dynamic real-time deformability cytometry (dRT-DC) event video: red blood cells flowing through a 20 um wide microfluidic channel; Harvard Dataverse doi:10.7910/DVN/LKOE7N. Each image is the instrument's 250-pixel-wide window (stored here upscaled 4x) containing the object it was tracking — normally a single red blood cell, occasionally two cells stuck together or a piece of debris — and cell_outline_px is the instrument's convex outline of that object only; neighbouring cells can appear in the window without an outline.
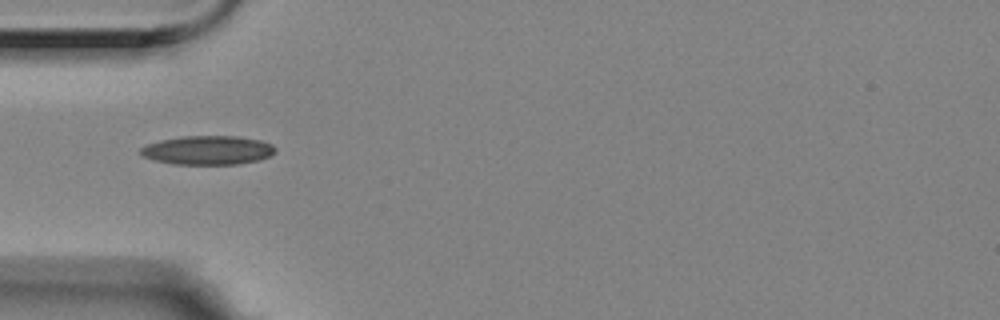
{"species": "Egyptian fruit bat (a non-hibernating species)", "species_latin": "Rousettus aegyptiacus", "temperature_condition": "room temperature", "stored_images_in_passage": 40, "camera_frame_rate_fps": 3000, "um_per_image_px": 0.085, "animal": {"sex": "female"}, "frame": {"image": 1, "passage_image": 1, "time_ms": 0.0, "image_size_px": [1000, 320], "cell_outline_px": [[276, 152], [268, 156], [256, 160], [236, 164], [172, 164], [152, 160], [140, 156], [140, 148], [148, 144], [160, 140], [180, 136], [236, 136], [260, 140], [272, 144], [276, 148]], "centroid_in_image_um": [17.61, 12.76], "position_along_channel_um": 67.4, "area_um2": 22.77}}
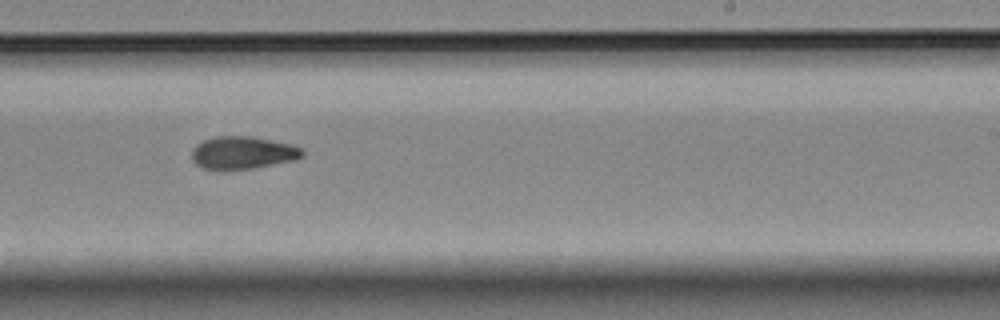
{"frame": {"image": 2, "passage_image": 18, "time_ms": 5.667, "image_size_px": [1000, 320], "cell_outline_px": [[304, 156], [296, 160], [252, 168], [224, 172], [220, 172], [204, 168], [196, 164], [192, 160], [192, 148], [196, 144], [204, 140], [216, 136], [252, 136], [292, 144], [300, 148], [304, 152]], "centroid_in_image_um": [20.61, 13.0], "position_along_channel_um": 268.4, "area_um2": 21.56}}
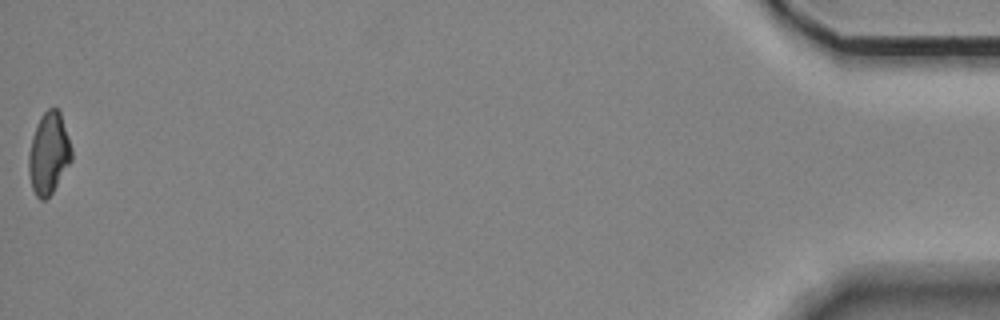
{"frame": {"image": 3, "passage_image": 40, "time_ms": 13.0, "image_size_px": [1000, 320], "cell_outline_px": [[72, 160], [52, 192], [44, 200], [40, 200], [36, 196], [32, 188], [28, 172], [28, 156], [32, 136], [40, 116], [48, 108], [56, 108], [60, 112], [72, 148]], "centroid_in_image_um": [4.13, 13.04], "position_along_channel_um": 431.1, "area_um2": 20.35}, "authors_computed_cell_mechanics": {"area_um2": 20.7502, "velocity_mm_per_s": 3.5362, "shape_relaxation_time_tau1_ms": null, "shape_relaxation_time_tau2_ms": 9.078, "deformation_change_tau1": null, "deformation_change_tau2": 0.1584}}